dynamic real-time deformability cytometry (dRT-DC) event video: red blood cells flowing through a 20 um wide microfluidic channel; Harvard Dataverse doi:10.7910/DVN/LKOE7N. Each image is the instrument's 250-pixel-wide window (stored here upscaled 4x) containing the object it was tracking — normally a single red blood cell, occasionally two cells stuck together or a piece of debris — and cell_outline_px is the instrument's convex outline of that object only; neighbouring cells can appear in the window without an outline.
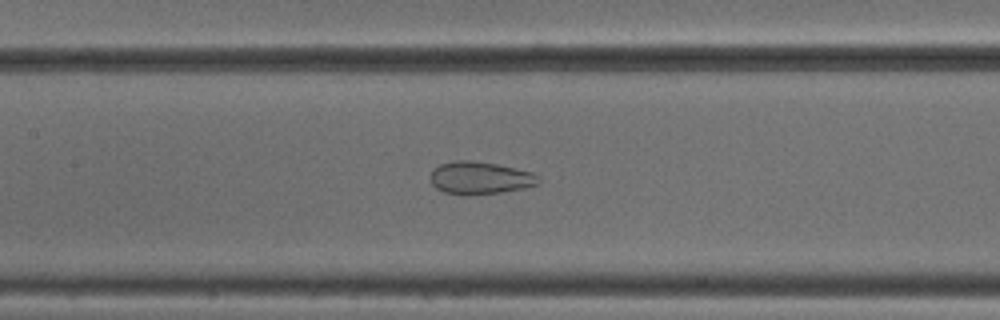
{"species": "common noctule bat (a hibernating species)", "species_latin": "Nyctalus noctula", "temperature_condition": "cold", "stored_images_in_passage": 51, "camera_frame_rate_fps": 3000, "um_per_image_px": 0.085, "animal": {"sex": "male", "body_mass_g": 18.8}, "frame": {"image": 1, "passage_image": 24, "time_ms": 7.667, "image_size_px": [1000, 320], "cell_outline_px": [[540, 180], [536, 184], [524, 188], [500, 192], [468, 196], [444, 192], [436, 188], [432, 184], [432, 172], [440, 164], [456, 160], [472, 160], [496, 164], [516, 168], [532, 172], [540, 176]], "centroid_in_image_um": [40.82, 15.13], "position_along_channel_um": 166.6, "area_um2": 20.46}}
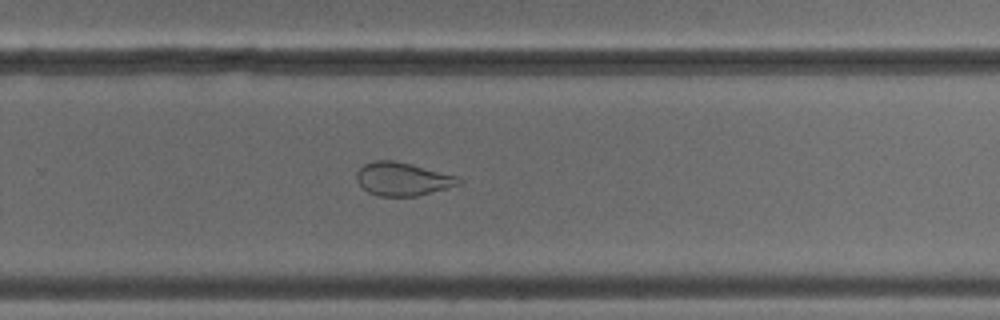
{"frame": {"image": 2, "passage_image": 34, "time_ms": 11.0, "image_size_px": [1000, 320], "cell_outline_px": [[464, 180], [460, 184], [416, 196], [380, 196], [368, 192], [356, 180], [356, 172], [364, 164], [376, 160], [392, 160], [456, 176]], "centroid_in_image_um": [34.18, 15.22], "position_along_channel_um": 295.6, "area_um2": 19.36}}
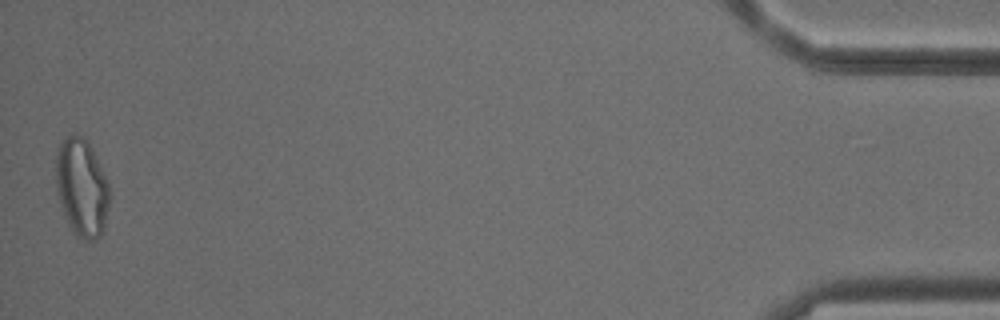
{"frame": {"image": 3, "passage_image": 51, "time_ms": 16.667, "image_size_px": [1000, 320], "cell_outline_px": [[108, 208], [104, 232], [96, 240], [84, 240], [72, 232], [64, 216], [56, 192], [56, 156], [60, 144], [72, 132], [84, 136], [88, 140], [92, 148], [108, 184]], "centroid_in_image_um": [6.93, 15.96], "position_along_channel_um": 428.3, "area_um2": 30.75}, "authors_computed_cell_mechanics": {"area_um2": 26.7036, "velocity_mm_per_s": 3.8834, "shape_relaxation_time_tau1_ms": null, "shape_relaxation_time_tau2_ms": 1.8536, "deformation_change_tau1": null, "deformation_change_tau2": 0.0874}}